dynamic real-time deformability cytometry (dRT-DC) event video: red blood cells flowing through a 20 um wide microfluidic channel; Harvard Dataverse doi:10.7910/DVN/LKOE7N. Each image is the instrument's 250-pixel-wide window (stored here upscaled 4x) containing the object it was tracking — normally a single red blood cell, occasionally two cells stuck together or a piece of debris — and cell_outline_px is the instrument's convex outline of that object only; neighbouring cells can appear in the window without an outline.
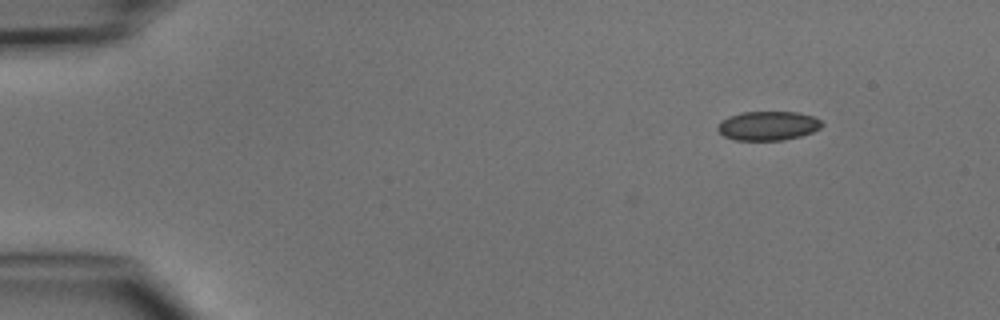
{"species": "common noctule bat (a hibernating species)", "species_latin": "Nyctalus noctula", "temperature_condition": "cold", "stored_images_in_passage": 5, "camera_frame_rate_fps": 3000, "um_per_image_px": 0.085, "animal": {"sex": "male", "body_mass_g": 15.6}, "frame": {"image": 1, "passage_image": 1, "time_ms": 0.0, "image_size_px": [1000, 320], "cell_outline_px": [[824, 124], [820, 128], [812, 132], [800, 136], [784, 140], [732, 140], [724, 136], [716, 128], [716, 124], [720, 120], [728, 116], [744, 112], [796, 112], [812, 116], [820, 120]], "centroid_in_image_um": [65.24, 10.69], "position_along_channel_um": 19.8, "area_um2": 17.8}}
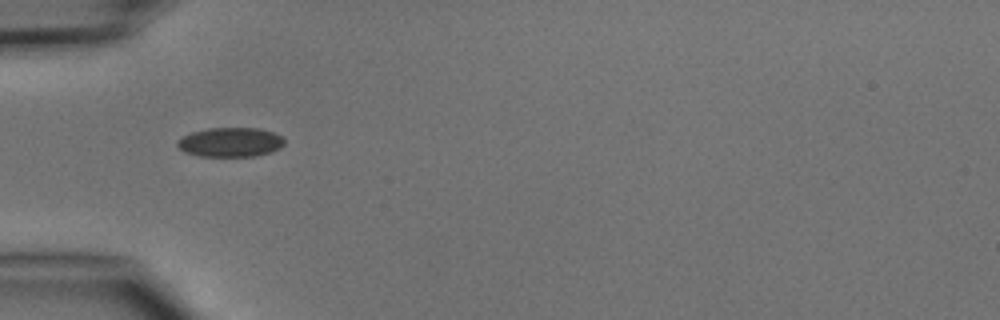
{"frame": {"image": 2, "passage_image": 4, "time_ms": 3.333, "image_size_px": [1000, 320], "cell_outline_px": [[284, 144], [280, 148], [272, 152], [256, 156], [196, 156], [184, 152], [176, 144], [176, 140], [192, 132], [208, 128], [260, 128], [272, 132], [280, 136], [284, 140]], "centroid_in_image_um": [19.57, 12.09], "position_along_channel_um": 65.4, "area_um2": 18.38}}